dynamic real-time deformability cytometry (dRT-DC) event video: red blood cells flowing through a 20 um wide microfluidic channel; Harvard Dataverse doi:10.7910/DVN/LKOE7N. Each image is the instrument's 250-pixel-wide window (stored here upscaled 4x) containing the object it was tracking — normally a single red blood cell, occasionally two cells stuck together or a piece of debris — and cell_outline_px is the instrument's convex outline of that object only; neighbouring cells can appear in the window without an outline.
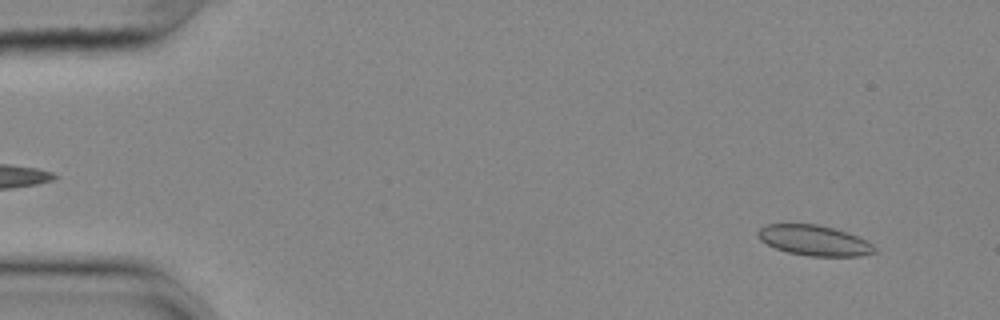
{"species": "common noctule bat (a hibernating species)", "species_latin": "Nyctalus noctula", "temperature_condition": "cold", "stored_images_in_passage": 56, "camera_frame_rate_fps": 3000, "um_per_image_px": 0.085, "animal": {"sex": "female", "body_mass_g": 25.1}, "frame": {"image": 1, "passage_image": 4, "time_ms": 1.0, "image_size_px": [1000, 320], "cell_outline_px": [[876, 252], [860, 256], [808, 256], [788, 252], [776, 248], [760, 240], [756, 236], [756, 232], [764, 224], [816, 224], [832, 228], [856, 236], [872, 244], [876, 248]], "centroid_in_image_um": [69.16, 20.44], "position_along_channel_um": 15.8, "area_um2": 20.46}}
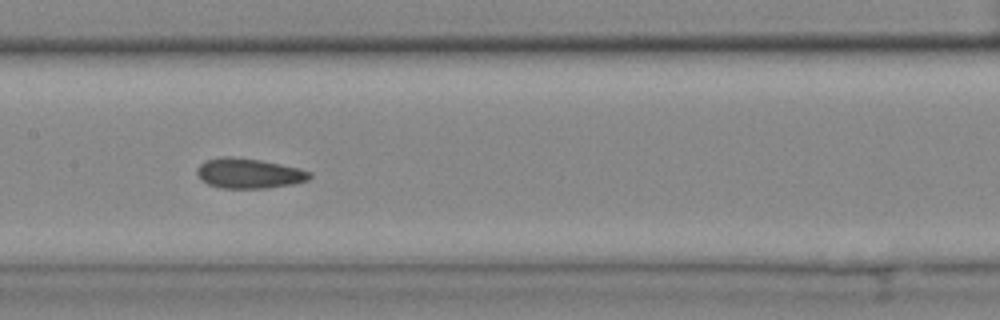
{"frame": {"image": 2, "passage_image": 27, "time_ms": 8.667, "image_size_px": [1000, 320], "cell_outline_px": [[312, 176], [308, 180], [292, 184], [268, 188], [220, 188], [208, 184], [200, 180], [196, 172], [196, 168], [200, 164], [208, 160], [224, 156], [228, 156], [260, 160], [300, 168], [312, 172]], "centroid_in_image_um": [21.16, 14.74], "position_along_channel_um": 186.2, "area_um2": 19.77}}
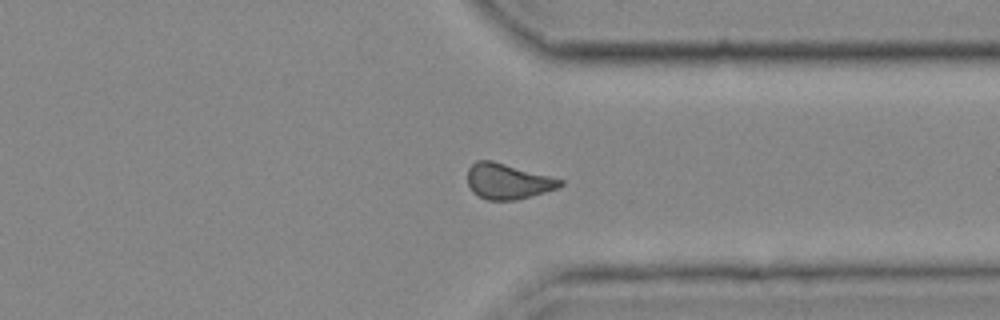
{"frame": {"image": 3, "passage_image": 42, "time_ms": 13.667, "image_size_px": [1000, 320], "cell_outline_px": [[564, 184], [556, 188], [544, 192], [516, 200], [488, 200], [472, 192], [468, 184], [468, 168], [476, 160], [492, 160], [564, 180]], "centroid_in_image_um": [43.14, 15.4], "position_along_channel_um": 368.3, "area_um2": 19.02}, "authors_computed_cell_mechanics": {"area_um2": 19.7098, "velocity_mm_per_s": 3.6294, "shape_relaxation_time_tau1_ms": null, "shape_relaxation_time_tau2_ms": 2.8361, "deformation_change_tau1": null, "deformation_change_tau2": 0.0667}}